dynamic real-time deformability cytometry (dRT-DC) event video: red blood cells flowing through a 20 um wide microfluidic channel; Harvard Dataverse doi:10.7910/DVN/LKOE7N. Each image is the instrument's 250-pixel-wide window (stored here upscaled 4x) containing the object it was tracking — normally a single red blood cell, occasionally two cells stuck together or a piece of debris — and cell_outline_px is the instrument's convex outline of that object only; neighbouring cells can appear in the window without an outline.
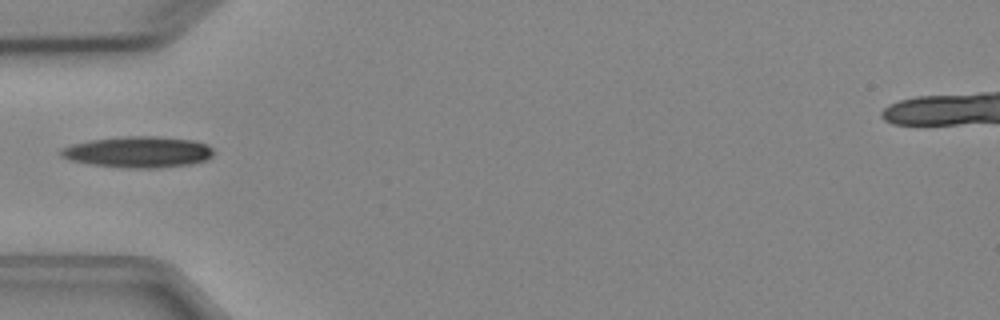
{"species": "Egyptian fruit bat (a non-hibernating species)", "species_latin": "Rousettus aegyptiacus", "temperature_condition": "cold", "stored_images_in_passage": 3, "camera_frame_rate_fps": 3000, "um_per_image_px": 0.085, "animal": {"sex": "female"}, "frame": {"image": 1, "passage_image": 2, "time_ms": 1.0, "image_size_px": [1000, 320], "cell_outline_px": [[216, 152], [208, 160], [192, 164], [156, 168], [128, 168], [92, 164], [72, 160], [60, 156], [60, 152], [64, 148], [72, 144], [92, 140], [124, 136], [156, 136], [192, 140], [208, 144]], "centroid_in_image_um": [11.83, 12.92], "position_along_channel_um": 73.2, "area_um2": 27.69}}